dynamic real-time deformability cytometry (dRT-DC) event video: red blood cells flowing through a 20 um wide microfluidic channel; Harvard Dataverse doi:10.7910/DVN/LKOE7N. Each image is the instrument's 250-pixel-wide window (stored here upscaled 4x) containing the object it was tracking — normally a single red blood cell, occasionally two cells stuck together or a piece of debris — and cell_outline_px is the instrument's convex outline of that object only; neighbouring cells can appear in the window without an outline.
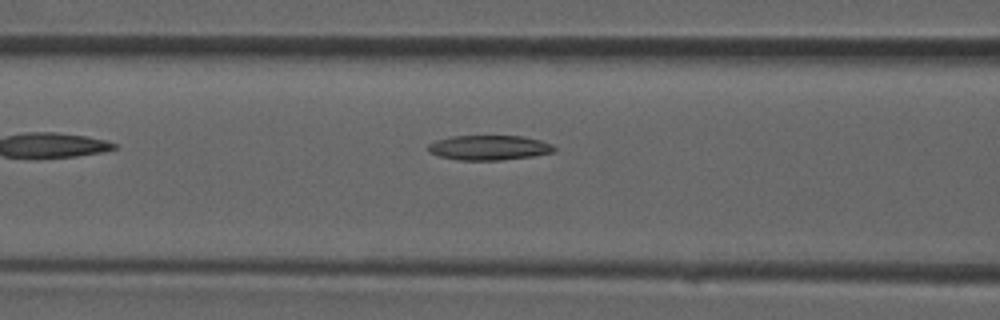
{"species": "common noctule bat (a hibernating species)", "species_latin": "Nyctalus noctula", "temperature_condition": "room temperature", "stored_images_in_passage": 26, "camera_frame_rate_fps": 3000, "um_per_image_px": 0.085, "animal": {"sex": "male", "forearm_length_mm": 52.5}, "frame": {"image": 1, "passage_image": 5, "time_ms": 1.333, "image_size_px": [1000, 320], "cell_outline_px": [[556, 152], [532, 156], [500, 160], [456, 160], [440, 156], [428, 152], [428, 144], [436, 140], [452, 136], [524, 136], [540, 140], [552, 144], [556, 148]], "centroid_in_image_um": [41.58, 12.55], "position_along_channel_um": 125.0, "area_um2": 18.32}}
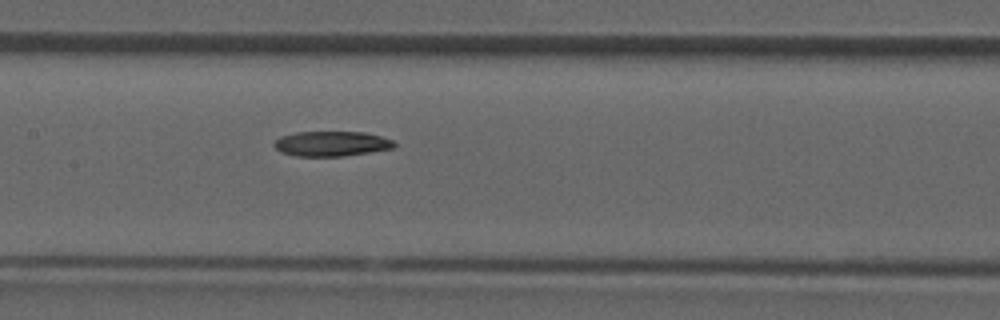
{"frame": {"image": 2, "passage_image": 8, "time_ms": 2.333, "image_size_px": [1000, 320], "cell_outline_px": [[396, 144], [392, 148], [344, 156], [296, 156], [280, 152], [272, 144], [280, 136], [296, 132], [364, 132], [380, 136], [392, 140]], "centroid_in_image_um": [28.13, 12.21], "position_along_channel_um": 179.3, "area_um2": 17.4}}